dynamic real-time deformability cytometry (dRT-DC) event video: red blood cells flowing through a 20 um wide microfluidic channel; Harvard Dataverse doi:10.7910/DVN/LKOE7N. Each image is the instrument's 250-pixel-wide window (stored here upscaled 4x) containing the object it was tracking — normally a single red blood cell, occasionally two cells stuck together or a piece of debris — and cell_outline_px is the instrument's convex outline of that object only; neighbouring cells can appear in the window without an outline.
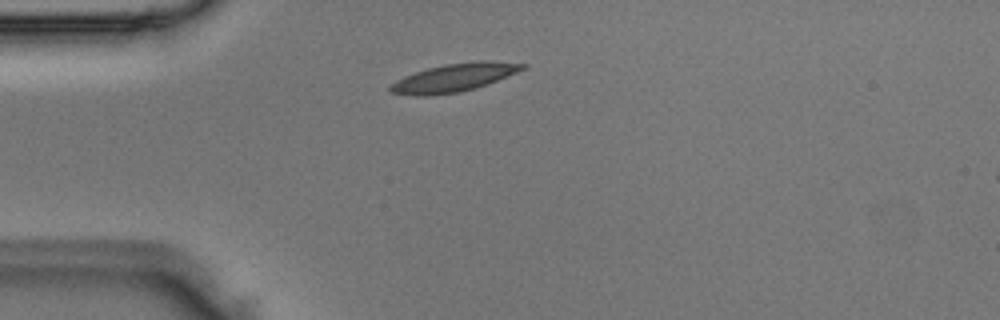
{"species": "Egyptian fruit bat (a non-hibernating species)", "species_latin": "Rousettus aegyptiacus", "temperature_condition": "room temperature", "stored_images_in_passage": 3, "segment_of_instrument_passage": [1, 2], "camera_frame_rate_fps": 3000, "um_per_image_px": 0.085, "animal": {"sex": "male"}, "frame": {"image": 1, "passage_image": 2, "time_ms": 0.333, "image_size_px": [1000, 320], "cell_outline_px": [[528, 68], [488, 84], [476, 88], [460, 92], [424, 96], [416, 96], [392, 92], [388, 88], [396, 80], [404, 76], [428, 68], [444, 64], [476, 60], [492, 60], [528, 64]], "centroid_in_image_um": [38.67, 6.58], "position_along_channel_um": 46.3, "area_um2": 21.85}}